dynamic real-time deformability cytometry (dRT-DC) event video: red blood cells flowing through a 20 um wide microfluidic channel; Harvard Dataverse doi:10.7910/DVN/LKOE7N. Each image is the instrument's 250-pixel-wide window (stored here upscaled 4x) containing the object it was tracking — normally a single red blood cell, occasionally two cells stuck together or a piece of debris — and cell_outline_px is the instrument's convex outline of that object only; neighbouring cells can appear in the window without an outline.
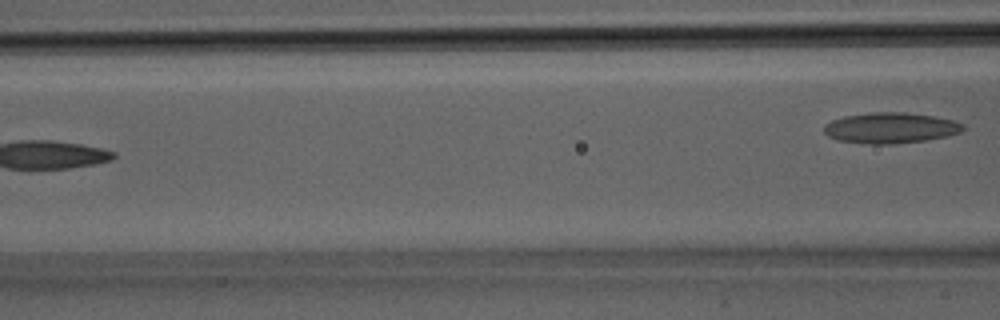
{"species": "Egyptian fruit bat (a non-hibernating species)", "species_latin": "Rousettus aegyptiacus", "temperature_condition": "room temperature", "stored_images_in_passage": 15, "camera_frame_rate_fps": 3000, "um_per_image_px": 0.085, "animal": {"sex": "male"}, "frame": {"image": 1, "passage_image": 15, "time_ms": 4.667, "image_size_px": [1000, 320], "cell_outline_px": [[964, 128], [960, 132], [948, 136], [924, 140], [892, 144], [868, 144], [836, 140], [828, 136], [824, 132], [824, 124], [832, 120], [844, 116], [872, 112], [904, 112], [932, 116], [956, 120], [964, 124]], "centroid_in_image_um": [75.68, 10.87], "position_along_channel_um": 90.9, "area_um2": 24.97}}